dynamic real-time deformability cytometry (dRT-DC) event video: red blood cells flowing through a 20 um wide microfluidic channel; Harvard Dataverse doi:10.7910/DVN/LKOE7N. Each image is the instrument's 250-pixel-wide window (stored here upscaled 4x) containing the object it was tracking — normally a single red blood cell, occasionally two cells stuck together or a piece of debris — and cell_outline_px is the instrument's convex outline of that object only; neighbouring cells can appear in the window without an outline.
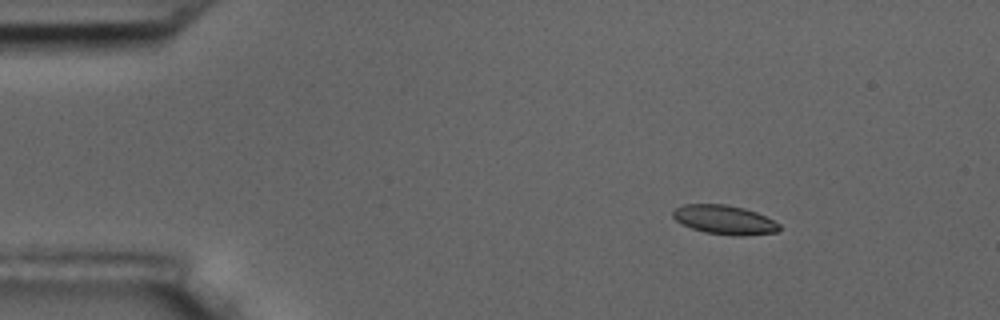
{"species": "common noctule bat (a hibernating species)", "species_latin": "Nyctalus noctula", "temperature_condition": "room temperature", "stored_images_in_passage": 8, "camera_frame_rate_fps": 3000, "um_per_image_px": 0.085, "animal": {"sex": "male", "body_mass_g": 17.5, "forearm_length_mm": 52.3}, "frame": {"image": 1, "passage_image": 3, "time_ms": 2.333, "image_size_px": [1000, 320], "cell_outline_px": [[780, 228], [776, 232], [740, 236], [732, 236], [704, 232], [692, 228], [676, 220], [672, 216], [672, 212], [676, 208], [684, 204], [724, 204], [744, 208], [756, 212], [780, 224]], "centroid_in_image_um": [61.57, 18.68], "position_along_channel_um": 23.4, "area_um2": 17.92}}
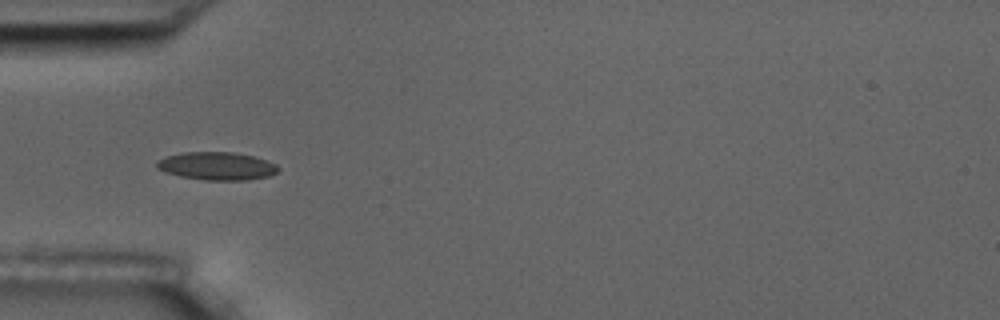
{"frame": {"image": 2, "passage_image": 6, "time_ms": 5.667, "image_size_px": [1000, 320], "cell_outline_px": [[280, 168], [276, 172], [268, 176], [248, 180], [204, 180], [180, 176], [164, 172], [156, 168], [156, 160], [164, 156], [180, 152], [232, 152], [256, 156], [268, 160], [276, 164]], "centroid_in_image_um": [18.4, 14.1], "position_along_channel_um": 66.6, "area_um2": 20.11}}